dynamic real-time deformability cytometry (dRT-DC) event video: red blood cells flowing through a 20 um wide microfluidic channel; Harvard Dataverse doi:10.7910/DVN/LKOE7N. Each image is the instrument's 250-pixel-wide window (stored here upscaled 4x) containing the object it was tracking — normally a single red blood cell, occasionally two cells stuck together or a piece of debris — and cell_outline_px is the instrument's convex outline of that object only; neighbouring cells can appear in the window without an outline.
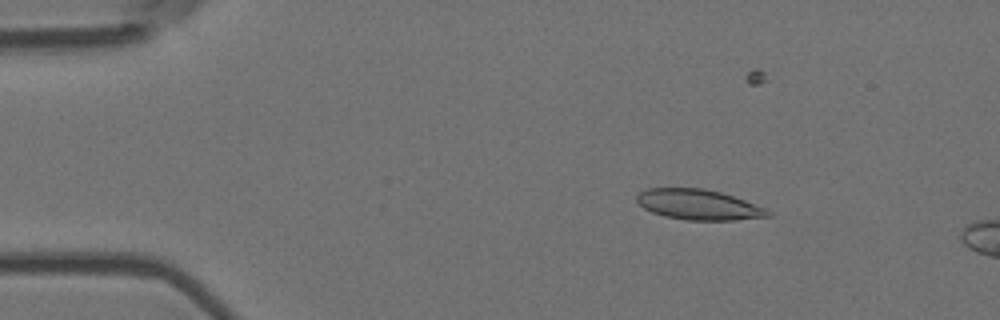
{"species": "Egyptian fruit bat (a non-hibernating species)", "species_latin": "Rousettus aegyptiacus", "temperature_condition": "room temperature", "stored_images_in_passage": 5, "camera_frame_rate_fps": 3000, "um_per_image_px": 0.085, "animal": {"sex": "female"}, "frame": {"image": 1, "passage_image": 3, "time_ms": 0.667, "image_size_px": [1000, 320], "cell_outline_px": [[772, 216], [736, 220], [688, 220], [664, 216], [652, 212], [644, 208], [636, 200], [636, 196], [640, 192], [648, 188], [704, 188], [720, 192], [744, 200], [764, 208], [772, 212]], "centroid_in_image_um": [59.37, 17.4], "position_along_channel_um": 25.6, "area_um2": 23.06}}